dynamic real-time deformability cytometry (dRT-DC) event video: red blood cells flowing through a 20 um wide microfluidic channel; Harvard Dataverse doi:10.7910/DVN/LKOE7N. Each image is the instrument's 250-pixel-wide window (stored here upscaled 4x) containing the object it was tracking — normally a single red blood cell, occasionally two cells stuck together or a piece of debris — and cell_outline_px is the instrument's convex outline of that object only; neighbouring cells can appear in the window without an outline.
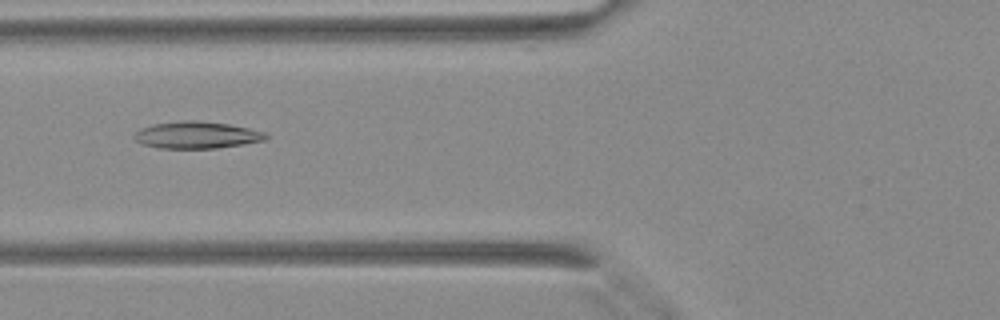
{"species": "Egyptian fruit bat (a non-hibernating species)", "species_latin": "Rousettus aegyptiacus", "temperature_condition": "warm", "stored_images_in_passage": 43, "camera_frame_rate_fps": 3000, "um_per_image_px": 0.085, "animal": {"sex": "female"}, "frame": {"image": 1, "passage_image": 18, "time_ms": 5.667, "image_size_px": [1000, 320], "cell_outline_px": [[268, 136], [264, 140], [216, 148], [160, 148], [144, 144], [136, 140], [132, 136], [140, 128], [152, 124], [184, 120], [200, 120], [228, 124], [268, 132]], "centroid_in_image_um": [16.71, 11.46], "position_along_channel_um": 109.1, "area_um2": 20.58}}
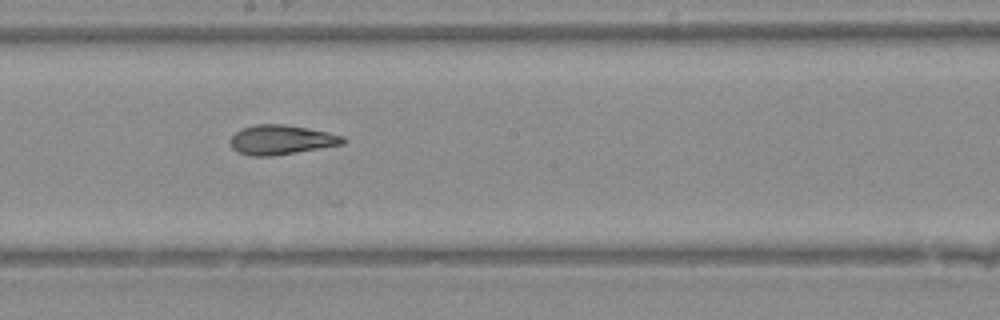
{"frame": {"image": 2, "passage_image": 25, "time_ms": 8.0, "image_size_px": [1000, 320], "cell_outline_px": [[348, 140], [344, 144], [272, 156], [248, 156], [236, 152], [232, 148], [232, 136], [236, 132], [244, 128], [256, 124], [284, 124], [308, 128], [328, 132], [344, 136]], "centroid_in_image_um": [23.94, 11.89], "position_along_channel_um": 224.3, "area_um2": 19.36}}
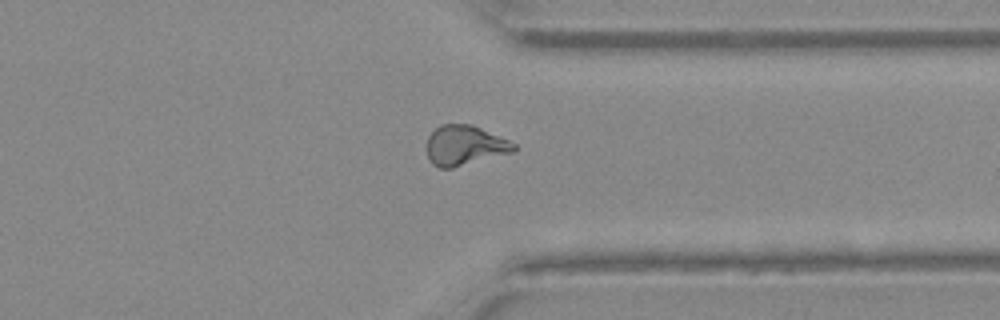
{"frame": {"image": 3, "passage_image": 34, "time_ms": 11.0, "image_size_px": [1000, 320], "cell_outline_px": [[516, 152], [452, 168], [440, 168], [432, 164], [428, 156], [428, 136], [440, 124], [472, 124], [508, 140], [516, 144]], "centroid_in_image_um": [39.53, 12.37], "position_along_channel_um": 371.9, "area_um2": 20.29}}